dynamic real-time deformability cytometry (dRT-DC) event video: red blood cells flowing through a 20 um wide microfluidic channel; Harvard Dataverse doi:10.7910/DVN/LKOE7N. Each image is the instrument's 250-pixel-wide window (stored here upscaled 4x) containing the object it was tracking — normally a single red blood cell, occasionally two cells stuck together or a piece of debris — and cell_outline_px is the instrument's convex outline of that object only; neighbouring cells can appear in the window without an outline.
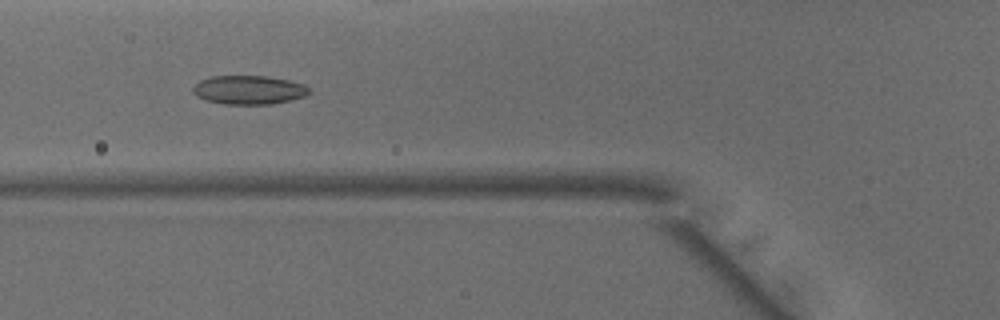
{"species": "common noctule bat (a hibernating species)", "species_latin": "Nyctalus noctula", "temperature_condition": "warm", "stored_images_in_passage": 38, "camera_frame_rate_fps": 3000, "um_per_image_px": 0.085, "animal": {"sex": "male", "body_mass_g": 15.6}, "frame": {"image": 1, "passage_image": 8, "time_ms": 2.333, "image_size_px": [1000, 320], "cell_outline_px": [[312, 92], [304, 96], [292, 100], [272, 104], [224, 104], [204, 100], [196, 96], [192, 92], [192, 88], [200, 80], [212, 76], [268, 76], [288, 80], [304, 84]], "centroid_in_image_um": [21.14, 7.64], "position_along_channel_um": 104.7, "area_um2": 19.65}}
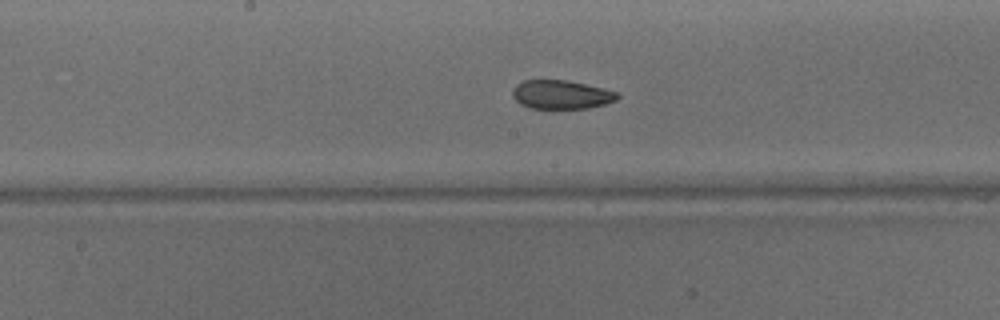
{"frame": {"image": 2, "passage_image": 15, "time_ms": 4.667, "image_size_px": [1000, 320], "cell_outline_px": [[620, 96], [616, 100], [604, 104], [588, 108], [532, 108], [520, 104], [512, 96], [512, 92], [516, 84], [524, 80], [568, 80], [616, 92]], "centroid_in_image_um": [47.67, 8.04], "position_along_channel_um": 200.5, "area_um2": 17.34}}
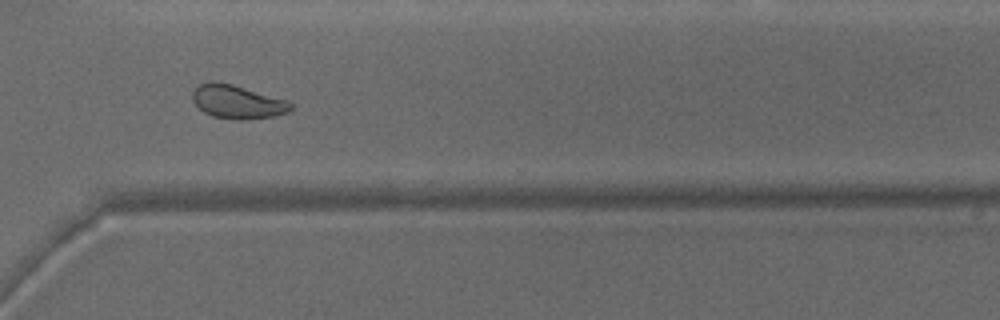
{"frame": {"image": 3, "passage_image": 26, "time_ms": 8.333, "image_size_px": [1000, 320], "cell_outline_px": [[292, 108], [288, 112], [276, 116], [212, 116], [204, 112], [192, 100], [192, 92], [200, 84], [212, 80], [216, 80], [232, 84], [284, 100], [292, 104]], "centroid_in_image_um": [20.11, 8.58], "position_along_channel_um": 350.5, "area_um2": 18.03}, "authors_computed_cell_mechanics": {"area_um2": 18.0336, "velocity_mm_per_s": 4.0924, "shape_relaxation_time_tau1_ms": null, "shape_relaxation_time_tau2_ms": 2.3892, "deformation_change_tau1": null, "deformation_change_tau2": 0.0808}}